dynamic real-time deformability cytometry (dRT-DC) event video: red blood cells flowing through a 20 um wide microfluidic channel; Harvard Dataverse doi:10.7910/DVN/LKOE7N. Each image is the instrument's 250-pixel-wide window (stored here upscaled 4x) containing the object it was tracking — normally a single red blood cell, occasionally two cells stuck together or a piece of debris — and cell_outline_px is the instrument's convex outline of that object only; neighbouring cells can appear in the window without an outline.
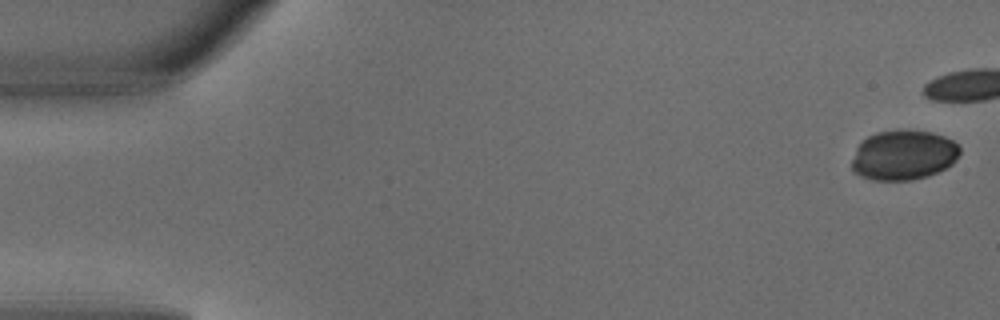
{"species": "common noctule bat (a hibernating species)", "species_latin": "Nyctalus noctula", "temperature_condition": "warm", "stored_images_in_passage": 7, "camera_frame_rate_fps": 3000, "um_per_image_px": 0.085, "animal": {"sex": "male", "body_mass_g": 18.8}, "frame": {"image": 1, "passage_image": 1, "time_ms": 0.0, "image_size_px": [1000, 320], "cell_outline_px": [[960, 152], [956, 160], [952, 164], [928, 176], [912, 180], [872, 180], [860, 176], [852, 172], [852, 160], [856, 148], [868, 136], [876, 132], [932, 132], [944, 136], [952, 140], [960, 148]], "centroid_in_image_um": [76.78, 13.22], "position_along_channel_um": 8.2, "area_um2": 30.92}}
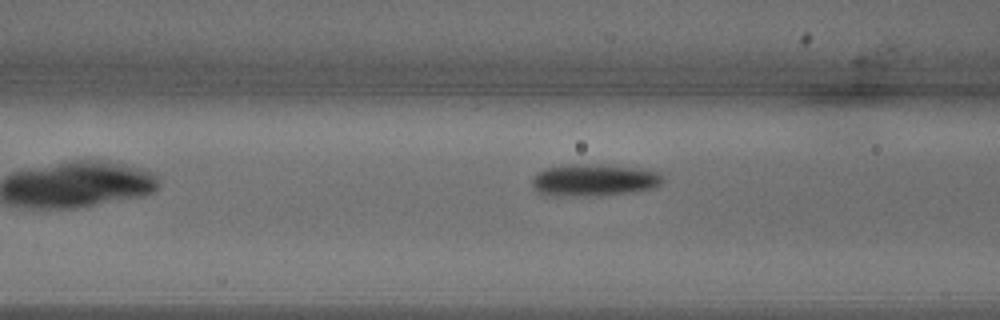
{"frame": {"image": 2, "passage_image": 7, "time_ms": 2.0, "image_size_px": [1000, 320], "cell_outline_px": [[664, 180], [660, 184], [652, 188], [628, 192], [596, 196], [552, 196], [540, 192], [532, 184], [532, 176], [536, 172], [544, 168], [568, 164], [604, 164], [640, 168], [660, 172]], "centroid_in_image_um": [50.47, 15.29], "position_along_channel_um": 116.1, "area_um2": 24.68}}